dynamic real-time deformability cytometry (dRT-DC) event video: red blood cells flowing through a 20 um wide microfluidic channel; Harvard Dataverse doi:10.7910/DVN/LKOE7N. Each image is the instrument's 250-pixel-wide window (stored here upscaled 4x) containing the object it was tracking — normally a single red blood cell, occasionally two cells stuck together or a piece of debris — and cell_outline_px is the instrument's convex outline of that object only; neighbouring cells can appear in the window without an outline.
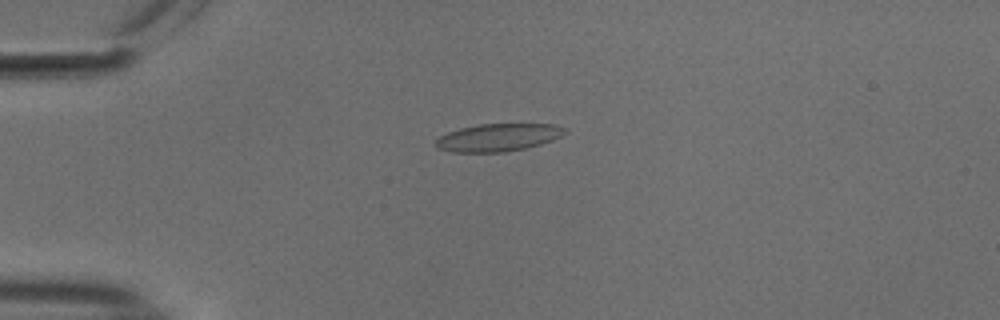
{"species": "common noctule bat (a hibernating species)", "species_latin": "Nyctalus noctula", "temperature_condition": "cold", "stored_images_in_passage": 41, "camera_frame_rate_fps": 3000, "um_per_image_px": 0.085, "animal": {"sex": "male", "body_mass_g": 18.8}, "frame": {"image": 1, "passage_image": 1, "time_ms": 0.0, "image_size_px": [1000, 320], "cell_outline_px": [[568, 132], [552, 140], [540, 144], [524, 148], [504, 152], [452, 152], [436, 148], [436, 140], [440, 136], [448, 132], [460, 128], [480, 124], [556, 124], [568, 128]], "centroid_in_image_um": [42.37, 11.68], "position_along_channel_um": 42.6, "area_um2": 20.81}}
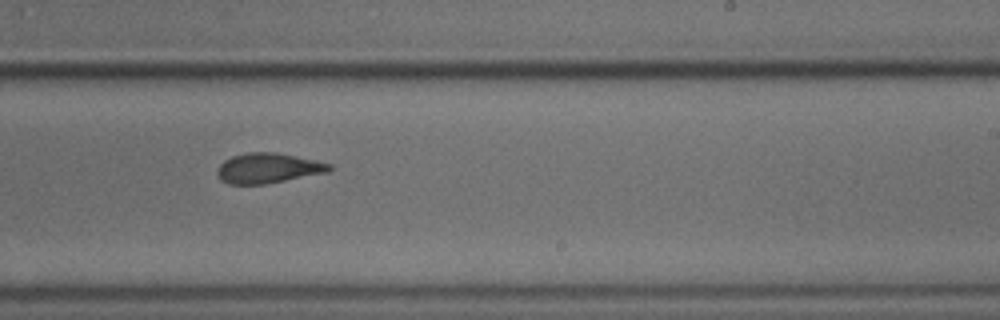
{"frame": {"image": 2, "passage_image": 21, "time_ms": 6.667, "image_size_px": [1000, 320], "cell_outline_px": [[332, 168], [328, 172], [264, 184], [228, 184], [220, 180], [216, 172], [220, 164], [224, 160], [232, 156], [248, 152], [276, 152], [332, 164]], "centroid_in_image_um": [22.75, 14.29], "position_along_channel_um": 266.3, "area_um2": 19.54}}
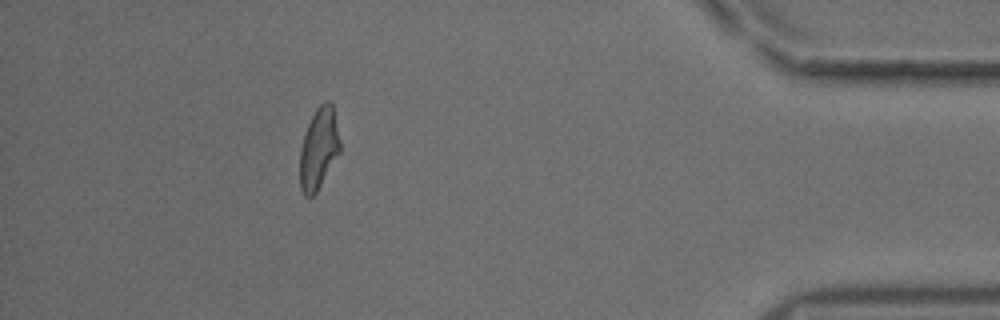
{"frame": {"image": 3, "passage_image": 36, "time_ms": 11.667, "image_size_px": [1000, 320], "cell_outline_px": [[340, 152], [316, 192], [312, 196], [304, 196], [300, 188], [300, 148], [308, 124], [316, 108], [324, 100], [328, 100], [332, 104], [340, 144]], "centroid_in_image_um": [27.08, 12.63], "position_along_channel_um": 408.1, "area_um2": 18.73}, "authors_computed_cell_mechanics": {"area_um2": 19.8832, "velocity_mm_per_s": 3.7618, "shape_relaxation_time_tau1_ms": 9.7588, "shape_relaxation_time_tau2_ms": 1.5528, "deformation_change_tau1": 0.2249, "deformation_change_tau2": 0.0968}}